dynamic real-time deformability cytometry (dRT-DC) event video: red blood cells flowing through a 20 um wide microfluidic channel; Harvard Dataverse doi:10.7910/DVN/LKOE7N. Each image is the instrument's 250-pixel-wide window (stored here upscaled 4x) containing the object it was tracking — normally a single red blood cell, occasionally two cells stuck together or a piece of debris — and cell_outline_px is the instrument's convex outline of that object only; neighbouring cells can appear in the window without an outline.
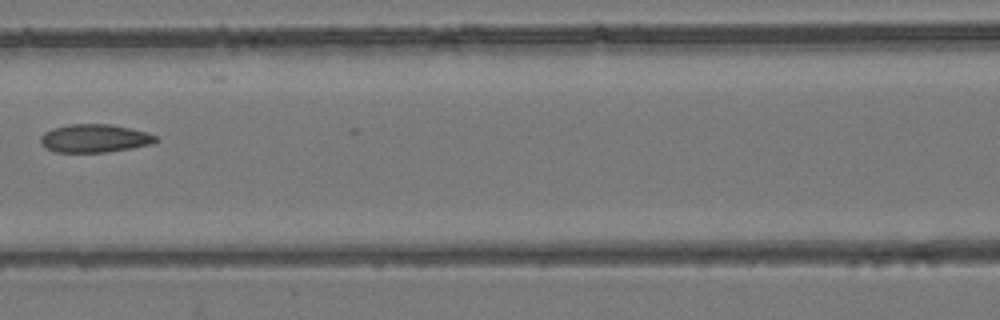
{"species": "common noctule bat (a hibernating species)", "species_latin": "Nyctalus noctula", "temperature_condition": "room temperature", "stored_images_in_passage": 8, "camera_frame_rate_fps": 3000, "um_per_image_px": 0.085, "animal": {"sex": "female", "body_mass_g": 24.6, "forearm_length_mm": 56.2}, "frame": {"image": 1, "passage_image": 6, "time_ms": 1.667, "image_size_px": [1000, 320], "cell_outline_px": [[160, 140], [152, 144], [132, 148], [104, 152], [56, 152], [44, 148], [40, 144], [40, 136], [44, 132], [52, 128], [68, 124], [112, 124], [132, 128], [160, 136]], "centroid_in_image_um": [8.06, 11.75], "position_along_channel_um": 158.5, "area_um2": 19.31}}
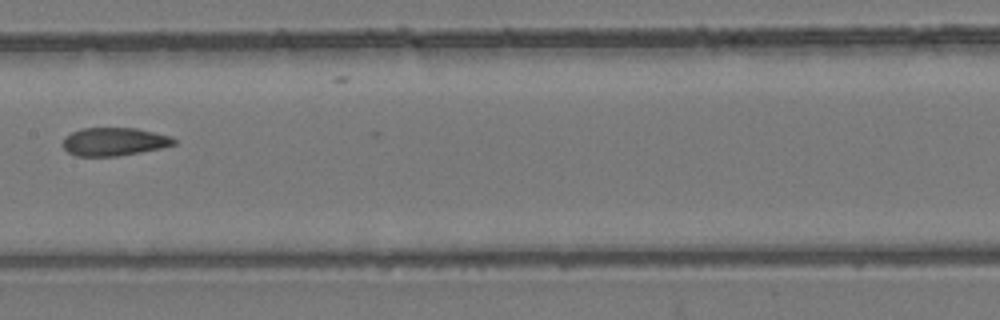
{"frame": {"image": 2, "passage_image": 7, "time_ms": 2.0, "image_size_px": [1000, 320], "cell_outline_px": [[176, 144], [160, 148], [140, 152], [116, 156], [76, 156], [68, 152], [60, 144], [64, 136], [72, 132], [84, 128], [136, 128], [172, 136], [176, 140]], "centroid_in_image_um": [9.67, 12.04], "position_along_channel_um": 197.7, "area_um2": 18.32}}
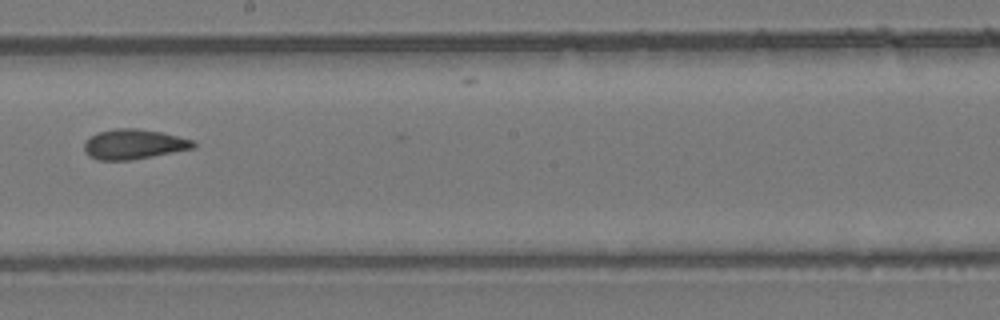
{"frame": {"image": 3, "passage_image": 8, "time_ms": 2.333, "image_size_px": [1000, 320], "cell_outline_px": [[196, 148], [132, 160], [96, 160], [88, 156], [84, 152], [84, 144], [96, 132], [116, 128], [136, 128], [160, 132], [192, 140], [196, 144]], "centroid_in_image_um": [11.35, 12.27], "position_along_channel_um": 236.9, "area_um2": 19.07}}